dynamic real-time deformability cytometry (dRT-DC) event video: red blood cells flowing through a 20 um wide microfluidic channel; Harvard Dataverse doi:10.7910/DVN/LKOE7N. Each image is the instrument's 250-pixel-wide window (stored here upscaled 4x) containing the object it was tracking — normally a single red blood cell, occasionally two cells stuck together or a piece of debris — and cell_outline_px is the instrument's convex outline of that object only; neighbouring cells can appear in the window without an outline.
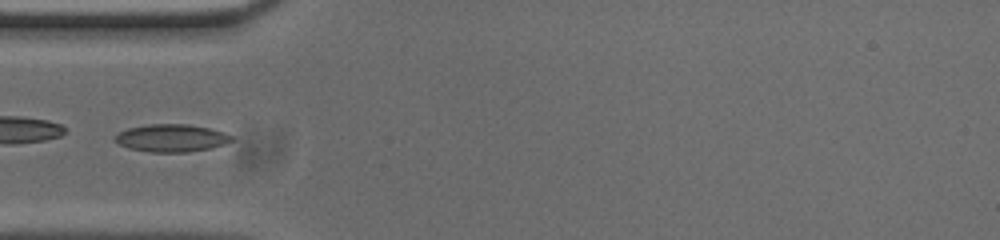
{"species": "common noctule bat (a hibernating species)", "species_latin": "Nyctalus noctula", "temperature_condition": "cold", "stored_images_in_passage": 37, "camera_frame_rate_fps": 3000, "um_per_image_px": 0.085, "animal": {"sex": "male", "body_mass_g": 20.0, "forearm_length_mm": 53.3}, "frame": {"image": 1, "passage_image": 1, "time_ms": 0.0, "image_size_px": [1000, 240], "cell_outline_px": [[236, 136], [232, 140], [224, 144], [212, 148], [188, 152], [152, 152], [128, 148], [112, 140], [120, 132], [128, 128], [148, 124], [188, 124], [208, 128], [224, 132]], "centroid_in_image_um": [14.6, 11.73], "position_along_channel_um": 70.4, "area_um2": 18.79}}